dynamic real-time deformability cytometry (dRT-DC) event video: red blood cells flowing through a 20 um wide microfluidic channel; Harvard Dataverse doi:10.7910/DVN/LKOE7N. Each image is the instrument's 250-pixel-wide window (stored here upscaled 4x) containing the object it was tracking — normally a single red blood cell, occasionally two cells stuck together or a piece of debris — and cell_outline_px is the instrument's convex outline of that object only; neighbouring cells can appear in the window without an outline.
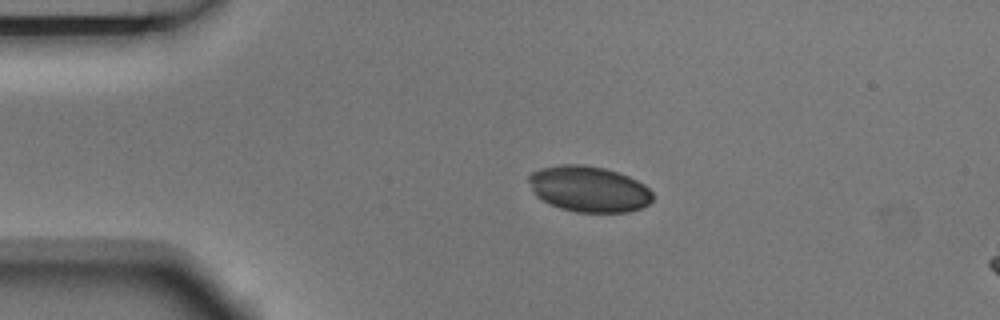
{"species": "Egyptian fruit bat (a non-hibernating species)", "species_latin": "Rousettus aegyptiacus", "temperature_condition": "room temperature", "stored_images_in_passage": 5, "segment_of_instrument_passage": [1, 2], "camera_frame_rate_fps": 3000, "um_per_image_px": 0.085, "animal": {"sex": "male"}, "frame": {"image": 1, "passage_image": 3, "time_ms": 0.667, "image_size_px": [1000, 320], "cell_outline_px": [[652, 200], [648, 204], [640, 208], [628, 212], [576, 212], [560, 208], [536, 196], [528, 180], [528, 176], [532, 172], [540, 168], [560, 164], [584, 164], [604, 168], [628, 176], [644, 184], [652, 192]], "centroid_in_image_um": [50.05, 16.05], "position_along_channel_um": 35.0, "area_um2": 33.0}}